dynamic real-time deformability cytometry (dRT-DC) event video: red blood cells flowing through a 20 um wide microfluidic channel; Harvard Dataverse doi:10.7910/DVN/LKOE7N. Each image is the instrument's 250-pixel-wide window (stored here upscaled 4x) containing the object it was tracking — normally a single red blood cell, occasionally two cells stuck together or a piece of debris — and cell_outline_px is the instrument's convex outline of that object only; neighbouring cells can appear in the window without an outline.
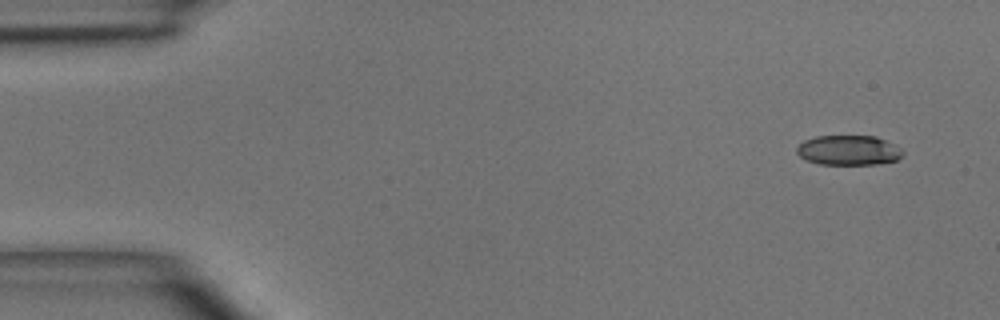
{"species": "common noctule bat (a hibernating species)", "species_latin": "Nyctalus noctula", "temperature_condition": "room temperature", "stored_images_in_passage": 4, "camera_frame_rate_fps": 3000, "um_per_image_px": 0.085, "animal": {"sex": "male", "body_mass_g": 15.6}, "frame": {"image": 1, "passage_image": 1, "time_ms": 0.0, "image_size_px": [1000, 320], "cell_outline_px": [[904, 152], [896, 160], [876, 164], [820, 164], [808, 160], [800, 156], [796, 152], [796, 148], [804, 140], [816, 136], [876, 136], [896, 144]], "centroid_in_image_um": [72.14, 12.76], "position_along_channel_um": 12.9, "area_um2": 18.38}}